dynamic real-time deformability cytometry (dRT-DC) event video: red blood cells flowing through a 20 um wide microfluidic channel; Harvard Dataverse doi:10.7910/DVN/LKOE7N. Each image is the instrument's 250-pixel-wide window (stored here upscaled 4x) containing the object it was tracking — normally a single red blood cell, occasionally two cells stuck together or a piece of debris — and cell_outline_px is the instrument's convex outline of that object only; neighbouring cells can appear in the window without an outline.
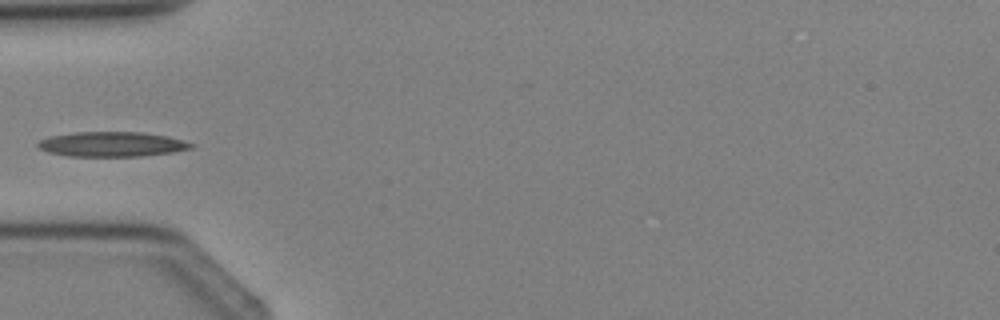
{"species": "Egyptian fruit bat (a non-hibernating species)", "species_latin": "Rousettus aegyptiacus", "temperature_condition": "cold", "stored_images_in_passage": 4, "camera_frame_rate_fps": 3000, "um_per_image_px": 0.085, "animal": {"sex": "female"}, "frame": {"image": 1, "passage_image": 4, "time_ms": 3.333, "image_size_px": [1000, 320], "cell_outline_px": [[196, 144], [192, 148], [172, 152], [140, 156], [68, 156], [48, 152], [40, 148], [36, 144], [40, 140], [48, 136], [76, 132], [144, 132], [168, 136], [184, 140]], "centroid_in_image_um": [9.53, 12.25], "position_along_channel_um": 75.5, "area_um2": 22.25}}